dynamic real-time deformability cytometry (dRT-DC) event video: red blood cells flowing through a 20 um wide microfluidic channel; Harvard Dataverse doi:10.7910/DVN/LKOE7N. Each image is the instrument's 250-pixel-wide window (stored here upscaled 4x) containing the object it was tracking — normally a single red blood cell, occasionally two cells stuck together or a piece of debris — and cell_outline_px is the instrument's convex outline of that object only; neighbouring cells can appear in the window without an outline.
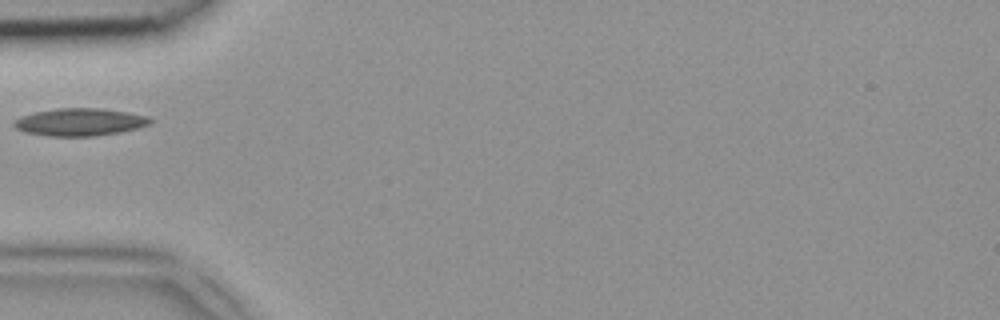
{"species": "common noctule bat (a hibernating species)", "species_latin": "Nyctalus noctula", "temperature_condition": "room temperature", "stored_images_in_passage": 33, "camera_frame_rate_fps": 3000, "um_per_image_px": 0.085, "animal": {"sex": "female", "body_mass_g": 18.4}, "frame": {"image": 1, "passage_image": 1, "time_ms": 0.0, "image_size_px": [1000, 320], "cell_outline_px": [[152, 124], [120, 132], [96, 136], [48, 136], [24, 132], [16, 128], [12, 124], [12, 120], [20, 116], [36, 112], [56, 108], [100, 108], [128, 112], [148, 116], [152, 120]], "centroid_in_image_um": [6.77, 10.37], "position_along_channel_um": 78.2, "area_um2": 22.02}}
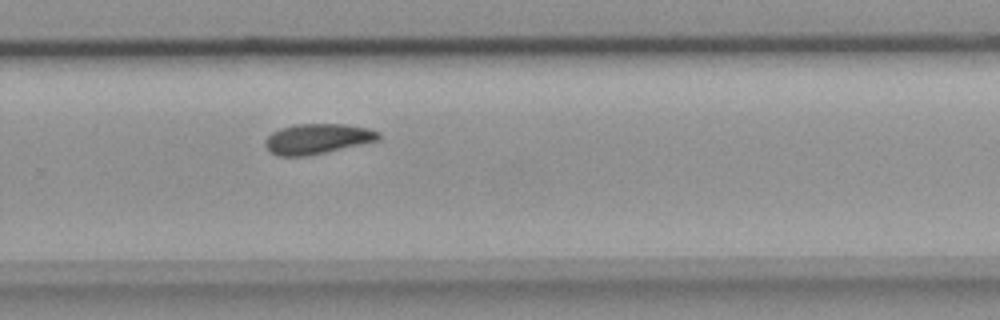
{"frame": {"image": 2, "passage_image": 17, "time_ms": 5.333, "image_size_px": [1000, 320], "cell_outline_px": [[380, 140], [324, 152], [304, 156], [276, 156], [268, 152], [264, 144], [264, 140], [272, 132], [280, 128], [296, 124], [344, 124], [368, 128], [380, 132]], "centroid_in_image_um": [26.94, 11.8], "position_along_channel_um": 302.9, "area_um2": 20.0}}
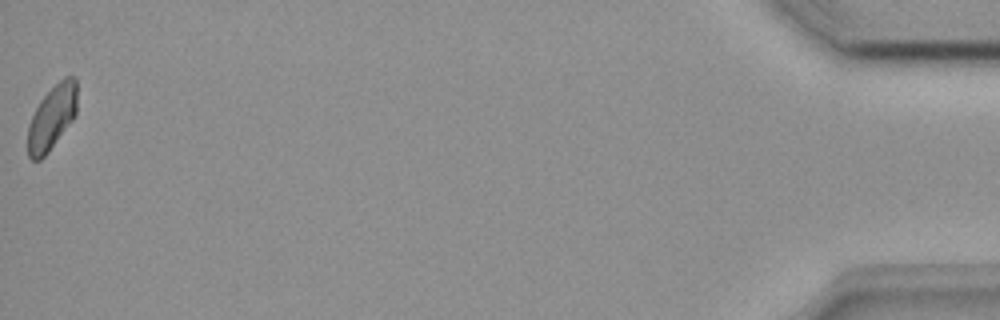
{"frame": {"image": 3, "passage_image": 33, "time_ms": 10.667, "image_size_px": [1000, 320], "cell_outline_px": [[76, 112], [72, 120], [48, 152], [40, 160], [32, 160], [28, 156], [28, 124], [40, 100], [64, 76], [76, 76]], "centroid_in_image_um": [4.41, 9.98], "position_along_channel_um": 430.8, "area_um2": 18.21}}